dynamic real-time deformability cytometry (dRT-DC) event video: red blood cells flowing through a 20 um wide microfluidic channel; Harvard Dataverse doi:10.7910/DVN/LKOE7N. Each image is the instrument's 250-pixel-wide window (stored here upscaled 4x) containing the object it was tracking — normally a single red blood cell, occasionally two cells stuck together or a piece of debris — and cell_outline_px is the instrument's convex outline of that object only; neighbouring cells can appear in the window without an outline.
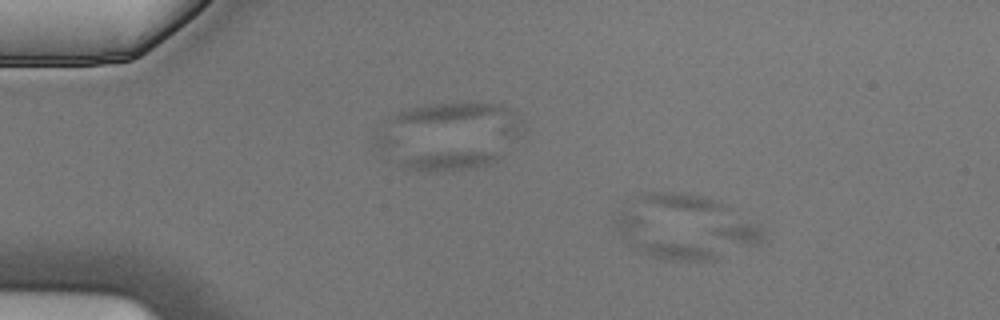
{"species": "Egyptian fruit bat (a non-hibernating species)", "species_latin": "Rousettus aegyptiacus", "temperature_condition": "cold", "stored_images_in_passage": 4, "camera_frame_rate_fps": 3000, "um_per_image_px": 0.085, "animal": {"sex": "male"}, "frame": {"image": 1, "passage_image": 2, "time_ms": 0.333, "image_size_px": [1000, 320], "cell_outline_px": [[720, 256], [716, 260], [668, 260], [652, 256], [640, 252], [624, 240], [620, 236], [612, 220], [612, 216], [624, 200]], "centroid_in_image_um": [55.81, 20.1], "position_along_channel_um": 29.2, "area_um2": 21.79}}